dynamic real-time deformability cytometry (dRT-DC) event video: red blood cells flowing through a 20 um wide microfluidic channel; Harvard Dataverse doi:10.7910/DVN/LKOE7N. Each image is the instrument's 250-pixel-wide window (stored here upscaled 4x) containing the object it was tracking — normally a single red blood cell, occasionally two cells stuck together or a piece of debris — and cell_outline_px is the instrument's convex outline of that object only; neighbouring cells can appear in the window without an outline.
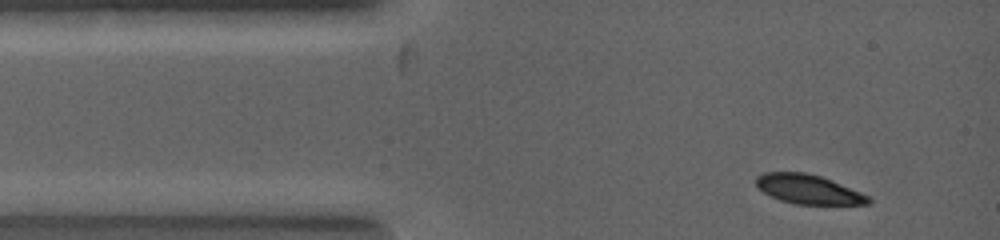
{"species": "common noctule bat (a hibernating species)", "species_latin": "Nyctalus noctula", "temperature_condition": "warm", "stored_images_in_passage": 3, "camera_frame_rate_fps": 5000, "um_per_image_px": 0.085, "animal": {"sex": "female", "body_mass_g": 19.0, "forearm_length_mm": 53.3}, "frame": {"image": 1, "passage_image": 1, "time_ms": 0.0, "image_size_px": [1000, 240], "cell_outline_px": [[872, 200], [868, 204], [792, 204], [780, 200], [764, 192], [756, 184], [756, 176], [764, 172], [804, 172], [820, 176], [832, 180], [860, 192], [868, 196]], "centroid_in_image_um": [68.7, 16.08], "position_along_channel_um": 16.3, "area_um2": 19.02}}
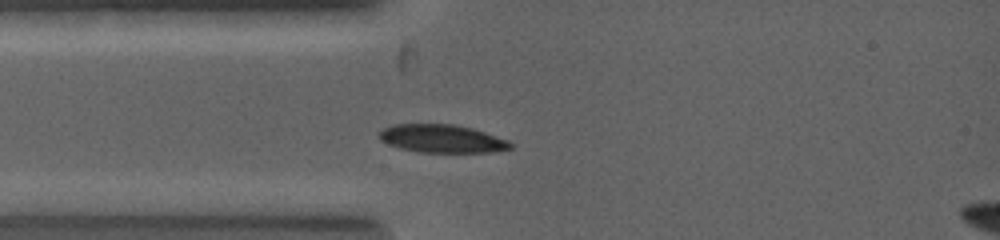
{"frame": {"image": 2, "passage_image": 3, "time_ms": 1.2, "image_size_px": [1000, 240], "cell_outline_px": [[512, 148], [492, 152], [420, 152], [400, 148], [388, 144], [380, 140], [376, 136], [384, 128], [392, 124], [456, 124], [472, 128], [508, 140], [512, 144]], "centroid_in_image_um": [37.54, 11.78], "position_along_channel_um": 47.5, "area_um2": 21.5}}